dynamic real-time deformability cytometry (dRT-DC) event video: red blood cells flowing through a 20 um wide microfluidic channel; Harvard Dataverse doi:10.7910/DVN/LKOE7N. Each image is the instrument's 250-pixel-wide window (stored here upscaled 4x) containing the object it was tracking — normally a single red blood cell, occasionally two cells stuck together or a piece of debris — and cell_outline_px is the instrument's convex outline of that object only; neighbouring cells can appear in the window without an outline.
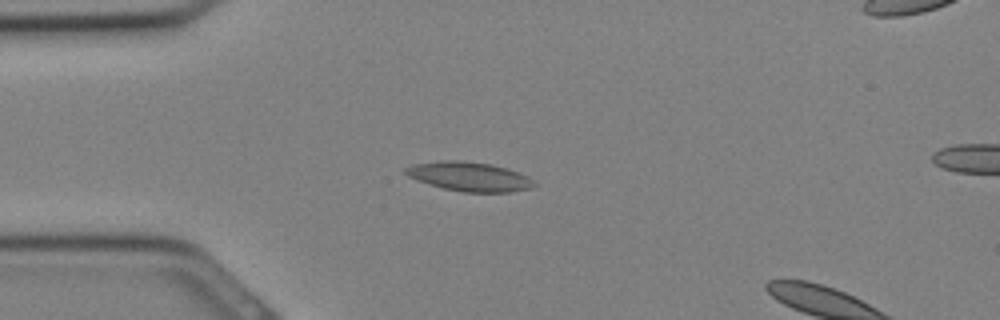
{"species": "Egyptian fruit bat (a non-hibernating species)", "species_latin": "Rousettus aegyptiacus", "temperature_condition": "cold", "stored_images_in_passage": 7, "camera_frame_rate_fps": 3000, "um_per_image_px": 0.085, "animal": {"sex": "female"}, "frame": {"image": 1, "passage_image": 5, "time_ms": 1.333, "image_size_px": [1000, 320], "cell_outline_px": [[536, 184], [532, 188], [508, 192], [464, 192], [444, 188], [408, 176], [404, 172], [404, 168], [412, 164], [440, 160], [460, 160], [492, 164], [508, 168], [528, 176]], "centroid_in_image_um": [39.91, 14.99], "position_along_channel_um": 45.1, "area_um2": 21.79}}